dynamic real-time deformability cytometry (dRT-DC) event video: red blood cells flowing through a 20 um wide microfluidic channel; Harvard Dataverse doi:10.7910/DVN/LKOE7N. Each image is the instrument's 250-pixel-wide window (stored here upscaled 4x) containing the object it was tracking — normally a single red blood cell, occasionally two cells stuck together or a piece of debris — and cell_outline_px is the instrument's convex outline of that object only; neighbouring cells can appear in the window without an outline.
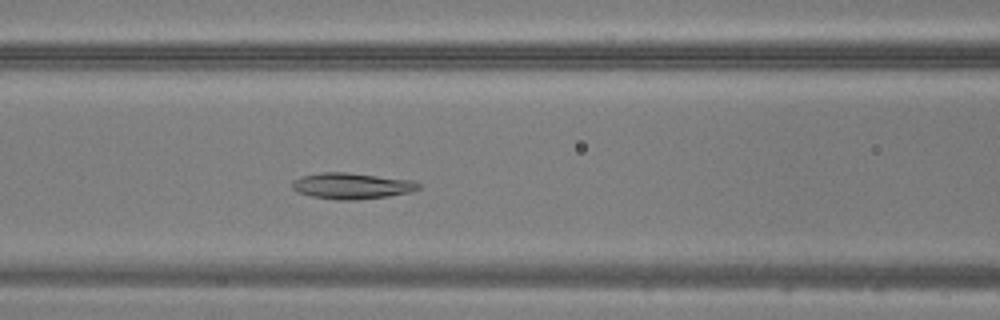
{"species": "common noctule bat (a hibernating species)", "species_latin": "Nyctalus noctula", "temperature_condition": "warm", "stored_images_in_passage": 44, "camera_frame_rate_fps": 3000, "um_per_image_px": 0.085, "animal": {"sex": "male", "body_mass_g": 20.5, "forearm_length_mm": 52.5}, "frame": {"image": 1, "passage_image": 17, "time_ms": 5.333, "image_size_px": [1000, 320], "cell_outline_px": [[420, 188], [408, 192], [388, 196], [352, 200], [336, 200], [312, 196], [300, 192], [292, 188], [292, 180], [300, 176], [320, 172], [348, 172], [412, 180], [420, 184]], "centroid_in_image_um": [29.87, 15.79], "position_along_channel_um": 136.7, "area_um2": 19.13}}
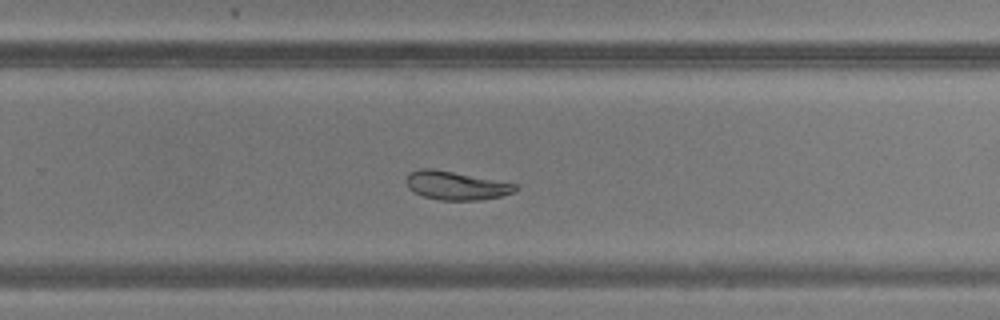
{"frame": {"image": 2, "passage_image": 28, "time_ms": 9.0, "image_size_px": [1000, 320], "cell_outline_px": [[520, 188], [512, 192], [500, 196], [480, 200], [440, 200], [424, 196], [412, 192], [408, 188], [404, 180], [408, 172], [420, 168], [432, 168], [516, 184]], "centroid_in_image_um": [38.68, 15.76], "position_along_channel_um": 291.1, "area_um2": 18.15}}
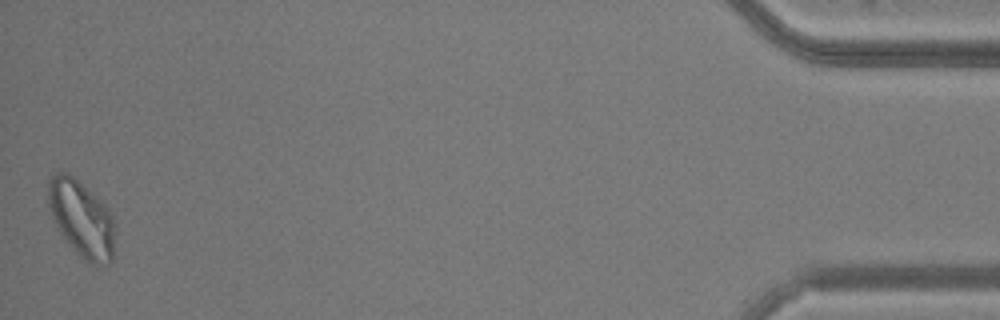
{"frame": {"image": 3, "passage_image": 44, "time_ms": 14.333, "image_size_px": [1000, 320], "cell_outline_px": [[116, 228], [112, 260], [108, 264], [92, 264], [84, 260], [68, 244], [60, 232], [52, 216], [48, 204], [48, 180], [56, 172], [68, 172], [104, 204], [108, 208], [116, 224]], "centroid_in_image_um": [6.95, 18.6], "position_along_channel_um": 428.2, "area_um2": 29.77}}